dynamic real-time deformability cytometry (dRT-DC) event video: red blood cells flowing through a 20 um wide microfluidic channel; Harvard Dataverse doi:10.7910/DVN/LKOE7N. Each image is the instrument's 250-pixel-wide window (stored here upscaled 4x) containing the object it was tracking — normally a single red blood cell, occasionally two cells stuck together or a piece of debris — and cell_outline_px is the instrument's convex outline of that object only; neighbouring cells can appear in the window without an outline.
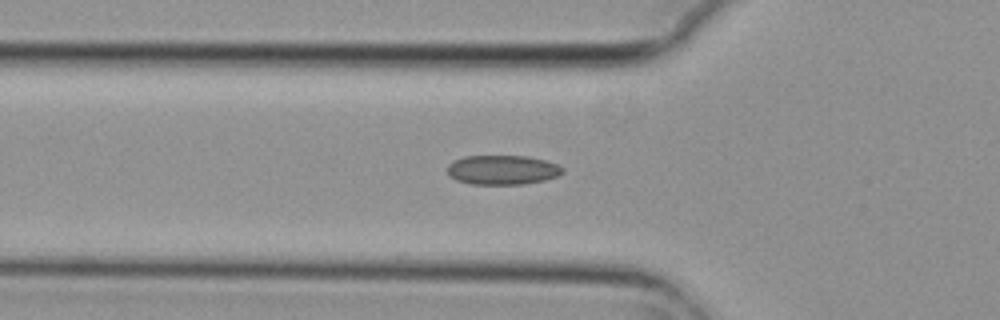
{"species": "common noctule bat (a hibernating species)", "species_latin": "Nyctalus noctula", "temperature_condition": "cold", "stored_images_in_passage": 5, "camera_frame_rate_fps": 3000, "um_per_image_px": 0.085, "animal": {"sex": "female", "body_mass_g": 29.2, "forearm_length_mm": 56.3}, "frame": {"image": 1, "passage_image": 5, "time_ms": 1.333, "image_size_px": [1000, 320], "cell_outline_px": [[564, 172], [560, 176], [544, 180], [524, 184], [472, 184], [456, 180], [448, 176], [448, 164], [452, 160], [464, 156], [528, 156], [544, 160], [556, 164], [564, 168]], "centroid_in_image_um": [42.7, 14.44], "position_along_channel_um": 83.1, "area_um2": 19.94}}